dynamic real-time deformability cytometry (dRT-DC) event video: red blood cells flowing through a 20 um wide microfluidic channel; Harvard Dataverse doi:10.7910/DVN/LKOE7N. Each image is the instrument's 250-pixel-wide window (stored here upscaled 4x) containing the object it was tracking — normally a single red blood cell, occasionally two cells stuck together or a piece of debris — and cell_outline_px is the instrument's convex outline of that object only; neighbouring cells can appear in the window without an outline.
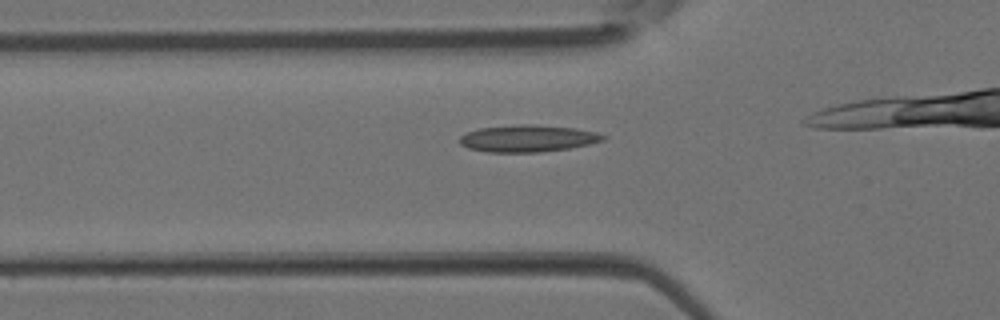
{"species": "Egyptian fruit bat (a non-hibernating species)", "species_latin": "Rousettus aegyptiacus", "temperature_condition": "room temperature", "stored_images_in_passage": 29, "camera_frame_rate_fps": 3000, "um_per_image_px": 0.085, "animal": {"sex": "female"}, "frame": {"image": 1, "passage_image": 10, "time_ms": 3.0, "image_size_px": [1000, 320], "cell_outline_px": [[608, 136], [604, 140], [588, 144], [568, 148], [540, 152], [488, 152], [468, 148], [460, 144], [460, 136], [476, 128], [520, 124], [536, 124], [576, 128], [596, 132]], "centroid_in_image_um": [44.86, 11.75], "position_along_channel_um": 80.9, "area_um2": 22.6}}
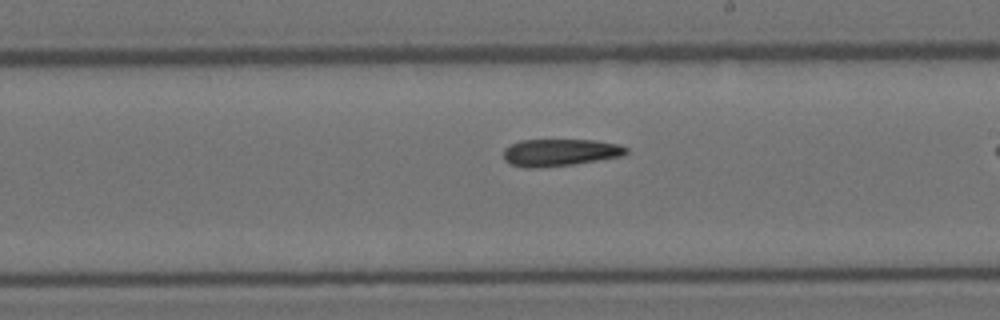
{"frame": {"image": 2, "passage_image": 20, "time_ms": 6.333, "image_size_px": [1000, 320], "cell_outline_px": [[628, 152], [624, 156], [572, 164], [540, 168], [528, 168], [512, 164], [504, 160], [504, 148], [520, 140], [596, 140], [620, 144], [628, 148]], "centroid_in_image_um": [47.63, 12.95], "position_along_channel_um": 241.4, "area_um2": 19.48}}
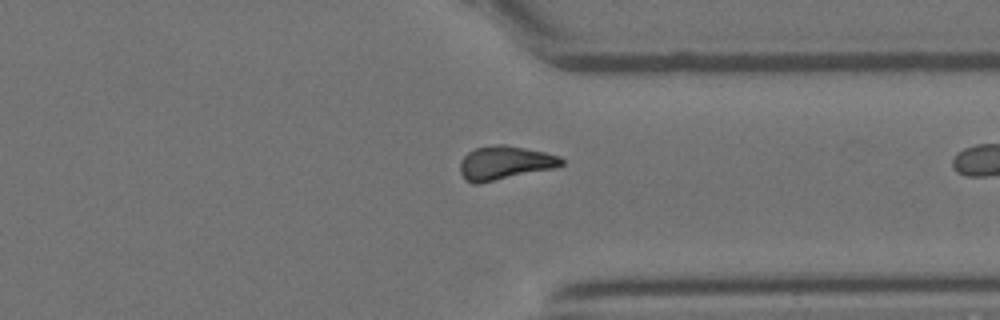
{"frame": {"image": 3, "passage_image": 28, "time_ms": 9.0, "image_size_px": [1000, 320], "cell_outline_px": [[564, 164], [552, 168], [476, 184], [472, 184], [464, 180], [460, 172], [460, 160], [468, 152], [476, 148], [496, 144], [504, 144], [544, 152], [560, 156], [564, 160]], "centroid_in_image_um": [42.86, 13.84], "position_along_channel_um": 368.5, "area_um2": 19.71}}